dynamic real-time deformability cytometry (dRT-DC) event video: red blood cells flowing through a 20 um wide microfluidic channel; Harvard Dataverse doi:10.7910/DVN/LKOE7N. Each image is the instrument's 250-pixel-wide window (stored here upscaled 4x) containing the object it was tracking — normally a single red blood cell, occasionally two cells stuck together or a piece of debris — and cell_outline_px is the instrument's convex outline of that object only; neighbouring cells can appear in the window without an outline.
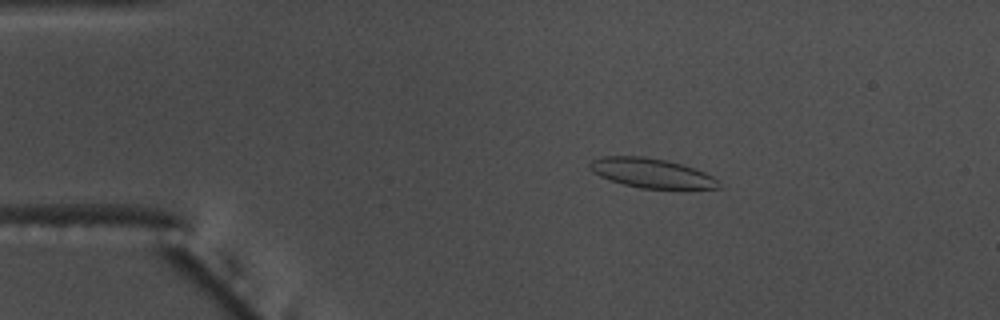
{"species": "common noctule bat (a hibernating species)", "species_latin": "Nyctalus noctula", "temperature_condition": "warm", "stored_images_in_passage": 54, "camera_frame_rate_fps": 3000, "um_per_image_px": 0.085, "animal": {"sex": "male", "body_mass_g": 17.5, "forearm_length_mm": 52.3}, "frame": {"image": 1, "passage_image": 9, "time_ms": 2.667, "image_size_px": [1000, 320], "cell_outline_px": [[724, 188], [640, 188], [624, 184], [600, 176], [592, 172], [588, 168], [588, 164], [592, 160], [604, 156], [644, 156], [664, 160], [680, 164], [704, 172], [712, 176]], "centroid_in_image_um": [55.33, 14.7], "position_along_channel_um": 29.7, "area_um2": 21.79}}
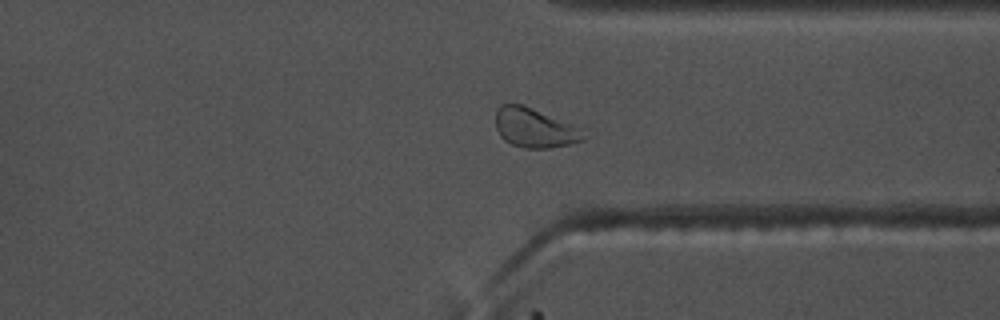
{"frame": {"image": 2, "passage_image": 41, "time_ms": 13.333, "image_size_px": [1000, 320], "cell_outline_px": [[596, 132], [584, 140], [568, 144], [548, 148], [524, 148], [512, 144], [504, 140], [500, 136], [496, 128], [496, 108], [500, 104], [520, 104], [584, 124], [596, 128]], "centroid_in_image_um": [45.72, 10.85], "position_along_channel_um": 365.7, "area_um2": 21.91}}
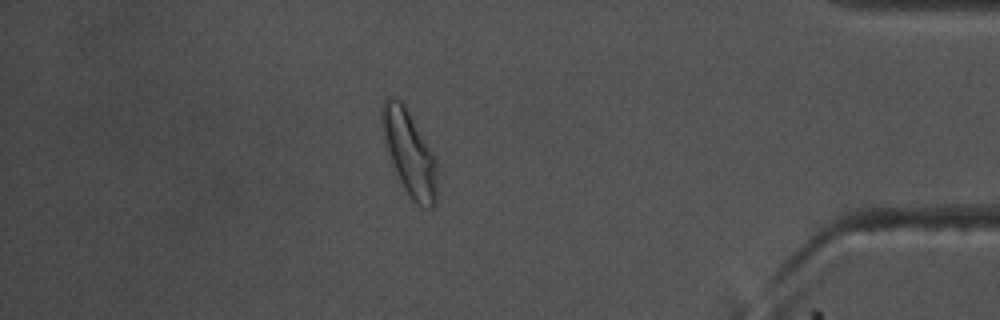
{"frame": {"image": 3, "passage_image": 47, "time_ms": 15.333, "image_size_px": [1000, 320], "cell_outline_px": [[436, 204], [432, 208], [424, 208], [416, 204], [412, 200], [404, 188], [384, 148], [380, 124], [380, 112], [384, 100], [388, 96], [392, 96], [400, 100], [404, 104], [436, 156]], "centroid_in_image_um": [34.76, 12.97], "position_along_channel_um": 400.4, "area_um2": 27.8}, "authors_computed_cell_mechanics": {"area_um2": 21.675, "velocity_mm_per_s": 3.6956, "shape_relaxation_time_tau1_ms": 6.8394, "shape_relaxation_time_tau2_ms": 1.519, "deformation_change_tau1": 0.1665, "deformation_change_tau2": 0.069}}